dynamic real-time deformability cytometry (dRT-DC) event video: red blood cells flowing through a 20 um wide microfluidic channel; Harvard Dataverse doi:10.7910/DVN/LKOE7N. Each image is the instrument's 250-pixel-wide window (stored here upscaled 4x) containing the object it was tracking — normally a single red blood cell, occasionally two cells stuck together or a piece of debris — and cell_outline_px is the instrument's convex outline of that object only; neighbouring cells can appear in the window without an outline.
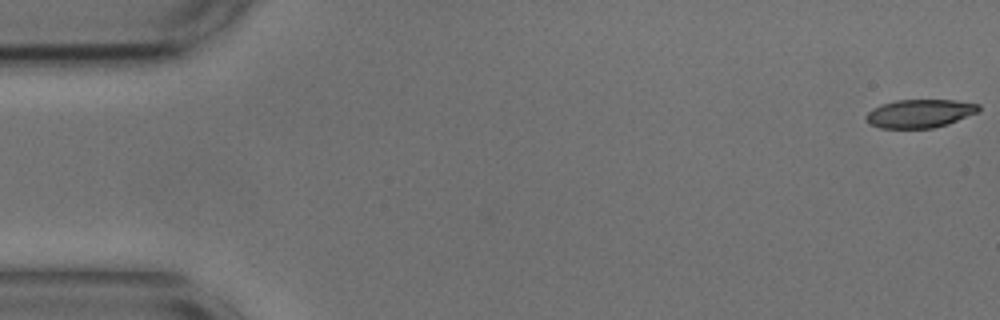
{"species": "common noctule bat (a hibernating species)", "species_latin": "Nyctalus noctula", "temperature_condition": "cold", "stored_images_in_passage": 10, "camera_frame_rate_fps": 3000, "um_per_image_px": 0.085, "animal": {"sex": "male", "body_mass_g": 17.9, "forearm_length_mm": 54.2}, "frame": {"image": 1, "passage_image": 1, "time_ms": 0.0, "image_size_px": [1000, 320], "cell_outline_px": [[980, 112], [948, 124], [932, 128], [880, 128], [868, 124], [864, 120], [864, 116], [872, 108], [880, 104], [896, 100], [956, 100], [980, 104]], "centroid_in_image_um": [78.16, 9.65], "position_along_channel_um": 6.8, "area_um2": 18.96}}